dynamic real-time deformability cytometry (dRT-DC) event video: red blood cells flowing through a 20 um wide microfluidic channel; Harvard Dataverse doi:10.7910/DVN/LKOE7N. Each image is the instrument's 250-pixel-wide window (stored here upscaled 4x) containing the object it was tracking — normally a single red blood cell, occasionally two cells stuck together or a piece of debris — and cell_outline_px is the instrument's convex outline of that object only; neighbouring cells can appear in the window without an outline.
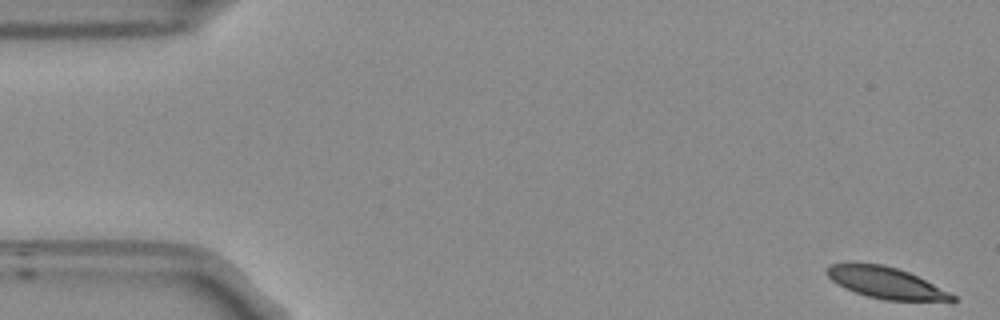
{"species": "Egyptian fruit bat (a non-hibernating species)", "species_latin": "Rousettus aegyptiacus", "temperature_condition": "room temperature", "stored_images_in_passage": 54, "segment_of_instrument_passage": [1, 2], "camera_frame_rate_fps": 3000, "um_per_image_px": 0.085, "frame": {"image": 1, "passage_image": 1, "time_ms": 0.0, "image_size_px": [1000, 320], "cell_outline_px": [[956, 300], [884, 300], [868, 296], [844, 288], [832, 280], [824, 272], [824, 268], [828, 264], [848, 260], [852, 260], [884, 264], [908, 272], [956, 296]], "centroid_in_image_um": [75.11, 23.96], "position_along_channel_um": 9.9, "area_um2": 23.12}}
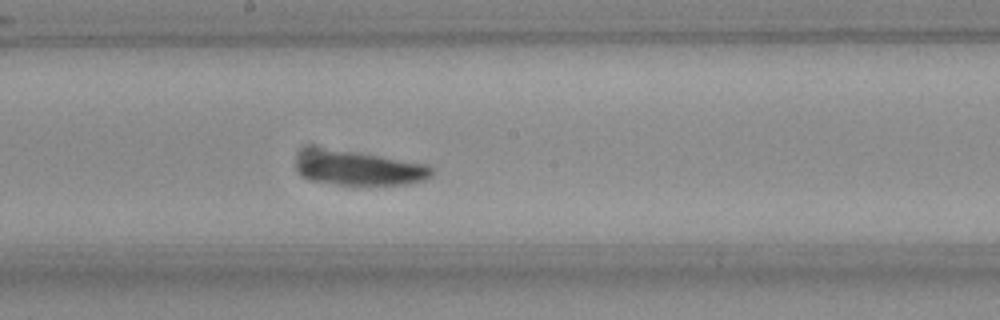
{"frame": {"image": 2, "passage_image": 28, "time_ms": 9.0, "image_size_px": [1000, 320], "cell_outline_px": [[436, 172], [432, 176], [424, 180], [408, 184], [336, 184], [308, 180], [296, 168], [296, 160], [304, 152], [348, 152], [376, 156], [428, 164], [436, 168]], "centroid_in_image_um": [30.66, 14.36], "position_along_channel_um": 217.5, "area_um2": 25.78}}
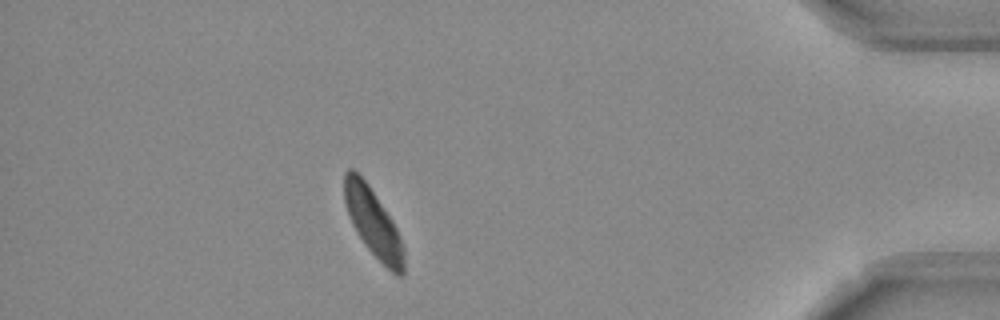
{"frame": {"image": 3, "passage_image": 47, "time_ms": 15.333, "image_size_px": [1000, 320], "cell_outline_px": [[404, 272], [400, 276], [396, 276], [364, 244], [356, 232], [352, 224], [344, 200], [344, 172], [348, 168], [352, 168], [368, 184], [392, 220], [400, 236], [404, 248]], "centroid_in_image_um": [31.71, 18.92], "position_along_channel_um": 403.5, "area_um2": 23.29}}